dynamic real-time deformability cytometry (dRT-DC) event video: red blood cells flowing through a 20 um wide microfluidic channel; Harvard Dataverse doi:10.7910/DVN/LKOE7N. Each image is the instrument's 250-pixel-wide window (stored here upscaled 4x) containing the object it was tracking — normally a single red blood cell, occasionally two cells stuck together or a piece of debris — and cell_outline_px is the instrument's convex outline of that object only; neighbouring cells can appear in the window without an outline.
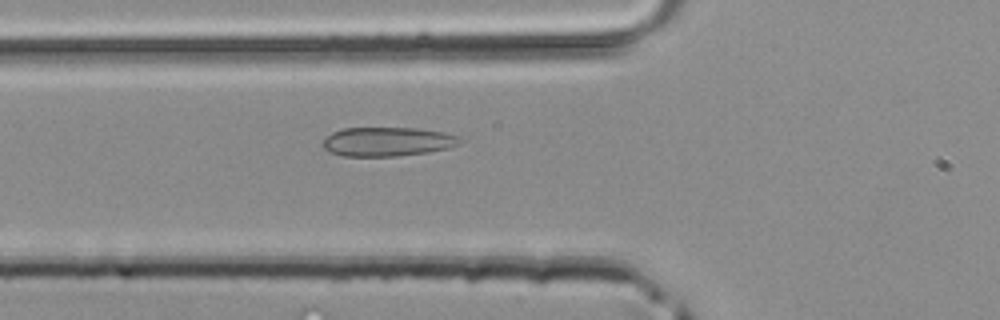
{"species": "common noctule bat (a hibernating species)", "species_latin": "Nyctalus noctula", "temperature_condition": "room temperature", "stored_images_in_passage": 26, "camera_frame_rate_fps": 3000, "um_per_image_px": 0.085, "animal": {"sex": "male", "body_mass_g": 20.4}, "frame": {"image": 1, "passage_image": 2, "time_ms": 0.333, "image_size_px": [1000, 320], "cell_outline_px": [[464, 140], [460, 144], [448, 148], [428, 152], [396, 156], [344, 156], [332, 152], [324, 148], [320, 144], [332, 132], [344, 128], [416, 128], [444, 132], [460, 136]], "centroid_in_image_um": [32.98, 12.03], "position_along_channel_um": 92.8, "area_um2": 23.29}}
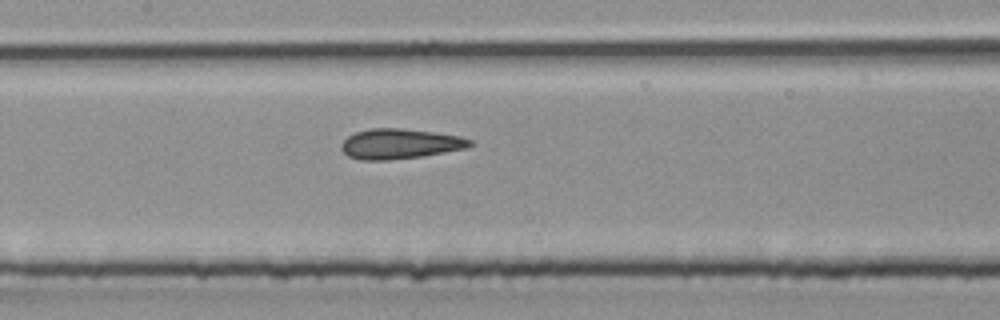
{"frame": {"image": 2, "passage_image": 7, "time_ms": 2.0, "image_size_px": [1000, 320], "cell_outline_px": [[476, 144], [468, 148], [420, 156], [388, 160], [360, 160], [348, 156], [340, 148], [340, 144], [348, 136], [356, 132], [372, 128], [400, 128], [436, 132], [460, 136], [472, 140]], "centroid_in_image_um": [34.01, 12.22], "position_along_channel_um": 173.4, "area_um2": 22.66}}
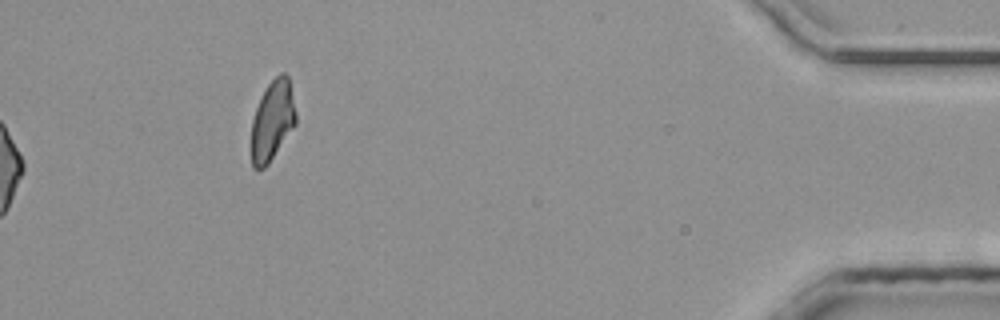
{"frame": {"image": 3, "passage_image": 26, "time_ms": 8.333, "image_size_px": [1000, 320], "cell_outline_px": [[296, 124], [268, 164], [264, 168], [252, 168], [252, 120], [256, 108], [268, 84], [280, 72], [284, 72], [288, 76], [296, 112]], "centroid_in_image_um": [23.17, 10.25], "position_along_channel_um": 412.0, "area_um2": 20.46}}